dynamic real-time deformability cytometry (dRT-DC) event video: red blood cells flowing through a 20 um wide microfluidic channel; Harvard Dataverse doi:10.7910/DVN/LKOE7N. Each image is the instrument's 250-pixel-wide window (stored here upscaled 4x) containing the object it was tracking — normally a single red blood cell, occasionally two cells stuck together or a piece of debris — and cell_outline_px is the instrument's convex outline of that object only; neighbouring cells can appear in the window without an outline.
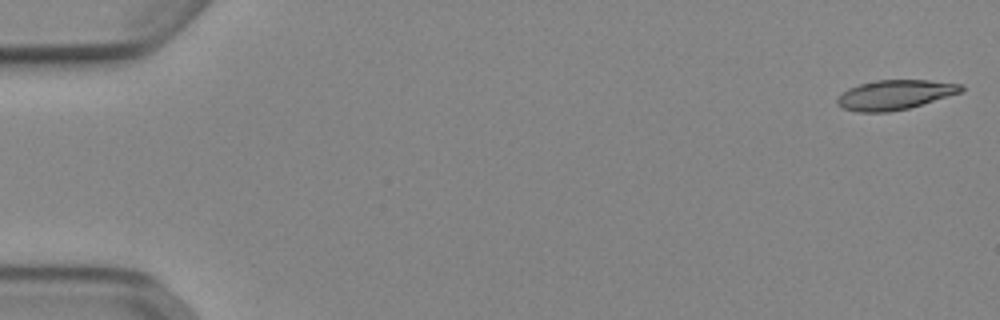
{"species": "Egyptian fruit bat (a non-hibernating species)", "species_latin": "Rousettus aegyptiacus", "temperature_condition": "cold", "stored_images_in_passage": 52, "camera_frame_rate_fps": 3000, "um_per_image_px": 0.085, "animal": {"sex": "female"}, "frame": {"image": 1, "passage_image": 1, "time_ms": 0.0, "image_size_px": [1000, 320], "cell_outline_px": [[964, 92], [908, 108], [888, 112], [856, 112], [844, 108], [836, 104], [836, 100], [848, 88], [860, 84], [876, 80], [928, 80], [964, 84]], "centroid_in_image_um": [76.11, 8.05], "position_along_channel_um": 8.9, "area_um2": 21.44}}
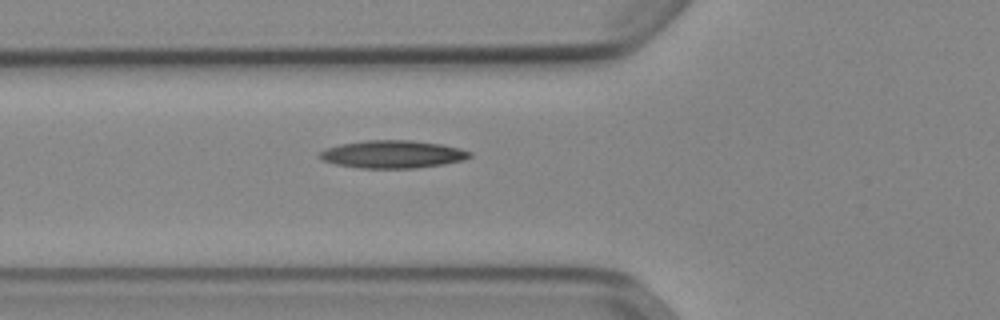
{"frame": {"image": 2, "passage_image": 19, "time_ms": 6.0, "image_size_px": [1000, 320], "cell_outline_px": [[472, 156], [464, 160], [444, 164], [416, 168], [360, 168], [336, 164], [320, 160], [320, 152], [324, 148], [340, 144], [368, 140], [412, 140], [440, 144], [460, 148], [472, 152]], "centroid_in_image_um": [33.38, 13.11], "position_along_channel_um": 92.4, "area_um2": 24.33}}
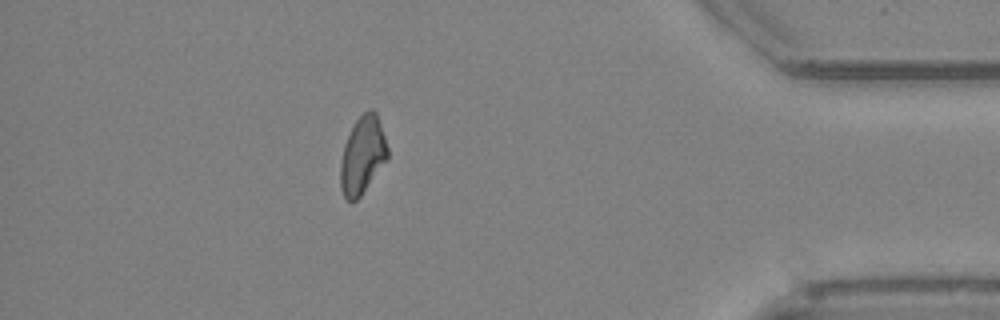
{"frame": {"image": 3, "passage_image": 46, "time_ms": 15.0, "image_size_px": [1000, 320], "cell_outline_px": [[388, 160], [360, 196], [356, 200], [348, 200], [344, 196], [340, 188], [340, 164], [344, 144], [356, 120], [364, 112], [372, 108], [376, 112], [388, 148]], "centroid_in_image_um": [30.82, 13.2], "position_along_channel_um": 404.4, "area_um2": 21.15}}